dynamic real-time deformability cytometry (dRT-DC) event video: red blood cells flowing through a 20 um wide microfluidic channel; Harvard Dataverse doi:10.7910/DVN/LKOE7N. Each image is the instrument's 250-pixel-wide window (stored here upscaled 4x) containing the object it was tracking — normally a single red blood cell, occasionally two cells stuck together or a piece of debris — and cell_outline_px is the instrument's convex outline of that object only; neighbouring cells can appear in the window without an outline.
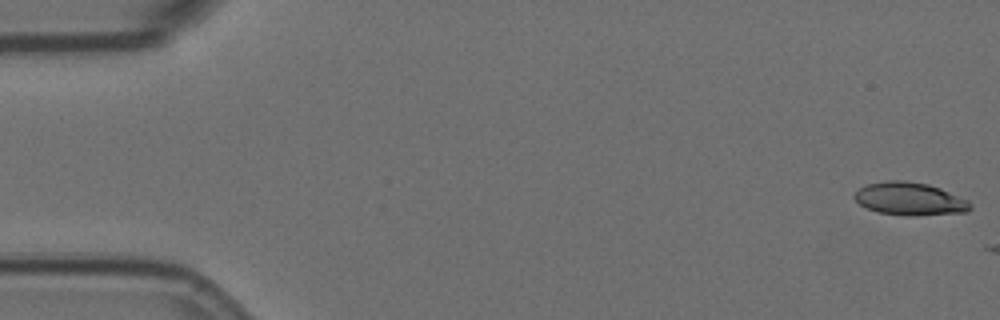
{"species": "Egyptian fruit bat (a non-hibernating species)", "species_latin": "Rousettus aegyptiacus", "temperature_condition": "room temperature", "stored_images_in_passage": 4, "camera_frame_rate_fps": 3000, "um_per_image_px": 0.085, "animal": {"sex": "female"}, "frame": {"image": 1, "passage_image": 1, "time_ms": 0.0, "image_size_px": [1000, 320], "cell_outline_px": [[972, 208], [968, 212], [908, 216], [880, 212], [868, 208], [860, 204], [852, 196], [864, 184], [888, 180], [904, 180], [928, 184], [940, 188], [968, 200], [972, 204]], "centroid_in_image_um": [77.34, 16.89], "position_along_channel_um": 7.7, "area_um2": 22.2}}